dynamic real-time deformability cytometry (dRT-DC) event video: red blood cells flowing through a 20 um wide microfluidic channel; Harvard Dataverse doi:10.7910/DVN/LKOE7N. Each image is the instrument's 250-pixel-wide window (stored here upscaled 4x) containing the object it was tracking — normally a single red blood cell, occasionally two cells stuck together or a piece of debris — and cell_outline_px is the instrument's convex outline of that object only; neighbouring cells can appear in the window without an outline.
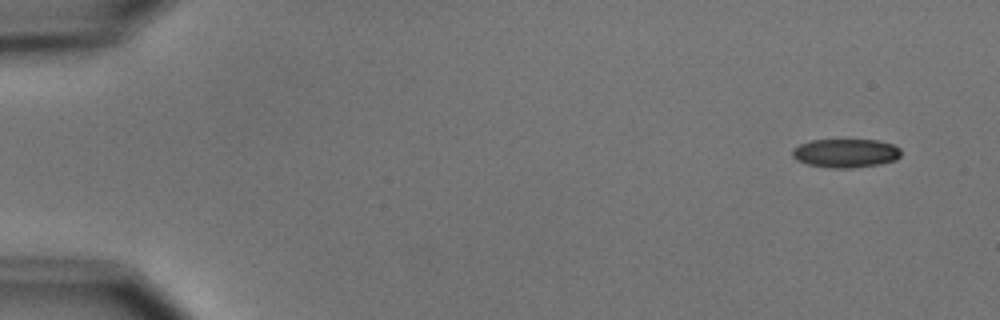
{"species": "common noctule bat (a hibernating species)", "species_latin": "Nyctalus noctula", "temperature_condition": "cold", "stored_images_in_passage": 6, "camera_frame_rate_fps": 3000, "um_per_image_px": 0.085, "animal": {"sex": "male", "body_mass_g": 15.6}, "frame": {"image": 1, "passage_image": 1, "time_ms": 0.0, "image_size_px": [1000, 320], "cell_outline_px": [[900, 156], [896, 160], [880, 164], [852, 168], [828, 168], [808, 164], [796, 160], [792, 156], [792, 148], [800, 144], [812, 140], [876, 140], [892, 144], [900, 148]], "centroid_in_image_um": [71.87, 13.02], "position_along_channel_um": 13.1, "area_um2": 18.26}}
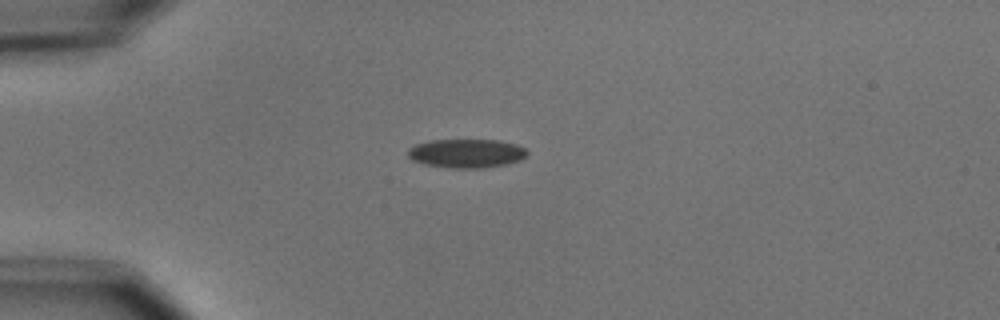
{"frame": {"image": 2, "passage_image": 4, "time_ms": 3.667, "image_size_px": [1000, 320], "cell_outline_px": [[528, 152], [520, 160], [504, 164], [480, 168], [448, 168], [424, 164], [412, 160], [408, 156], [408, 148], [416, 144], [432, 140], [500, 140], [516, 144], [524, 148]], "centroid_in_image_um": [39.61, 13.03], "position_along_channel_um": 45.4, "area_um2": 19.94}}
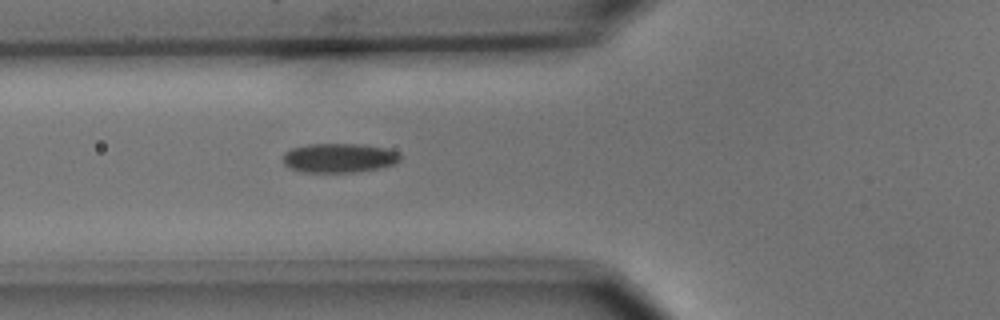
{"frame": {"image": 3, "passage_image": 6, "time_ms": 5.667, "image_size_px": [1000, 320], "cell_outline_px": [[400, 160], [396, 164], [380, 168], [352, 172], [300, 172], [288, 168], [284, 164], [284, 152], [292, 148], [308, 144], [364, 144], [388, 148], [400, 152]], "centroid_in_image_um": [28.85, 13.42], "position_along_channel_um": 97.0, "area_um2": 20.29}}